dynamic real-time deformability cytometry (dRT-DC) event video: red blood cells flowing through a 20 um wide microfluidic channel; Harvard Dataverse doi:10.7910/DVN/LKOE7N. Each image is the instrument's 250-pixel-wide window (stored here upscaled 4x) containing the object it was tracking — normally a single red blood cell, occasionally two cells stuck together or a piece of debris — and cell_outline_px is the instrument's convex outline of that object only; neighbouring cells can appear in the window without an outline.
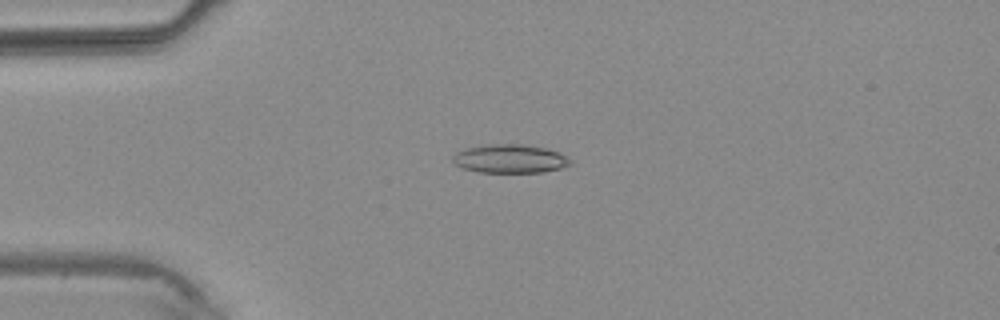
{"species": "common noctule bat (a hibernating species)", "species_latin": "Nyctalus noctula", "temperature_condition": "warm", "stored_images_in_passage": 2, "camera_frame_rate_fps": 3000, "um_per_image_px": 0.085, "animal": {"sex": "male", "body_mass_g": 20.4}, "frame": {"image": 1, "passage_image": 2, "time_ms": 1.0, "image_size_px": [1000, 320], "cell_outline_px": [[572, 164], [560, 168], [544, 172], [480, 172], [464, 168], [456, 164], [452, 160], [452, 156], [456, 152], [464, 148], [488, 144], [520, 144], [548, 148], [560, 152], [568, 156], [572, 160]], "centroid_in_image_um": [43.39, 13.48], "position_along_channel_um": 41.6, "area_um2": 19.77}}